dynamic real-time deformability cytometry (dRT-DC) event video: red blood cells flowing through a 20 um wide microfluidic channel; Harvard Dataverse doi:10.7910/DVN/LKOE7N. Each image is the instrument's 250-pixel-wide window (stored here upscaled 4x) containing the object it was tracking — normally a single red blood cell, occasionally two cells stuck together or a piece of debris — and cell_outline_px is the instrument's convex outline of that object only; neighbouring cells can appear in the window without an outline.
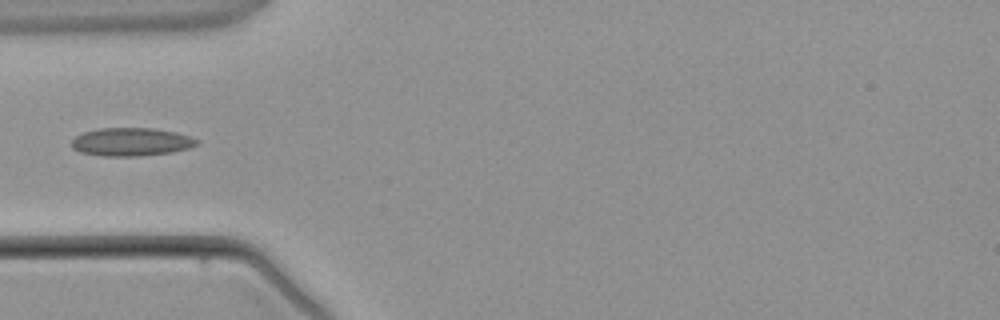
{"species": "common noctule bat (a hibernating species)", "species_latin": "Nyctalus noctula", "temperature_condition": "warm", "stored_images_in_passage": 1, "camera_frame_rate_fps": 3000, "um_per_image_px": 0.085, "animal": {"sex": "male", "body_mass_g": 21.5, "forearm_length_mm": 52.0}, "frame": {"image": 1, "passage_image": 1, "time_ms": 0.0, "image_size_px": [1000, 320], "cell_outline_px": [[200, 140], [196, 144], [188, 148], [172, 152], [136, 156], [104, 156], [80, 152], [72, 148], [72, 140], [76, 136], [84, 132], [100, 128], [152, 128], [176, 132]], "centroid_in_image_um": [11.14, 12.06], "position_along_channel_um": 73.9, "area_um2": 20.4}}